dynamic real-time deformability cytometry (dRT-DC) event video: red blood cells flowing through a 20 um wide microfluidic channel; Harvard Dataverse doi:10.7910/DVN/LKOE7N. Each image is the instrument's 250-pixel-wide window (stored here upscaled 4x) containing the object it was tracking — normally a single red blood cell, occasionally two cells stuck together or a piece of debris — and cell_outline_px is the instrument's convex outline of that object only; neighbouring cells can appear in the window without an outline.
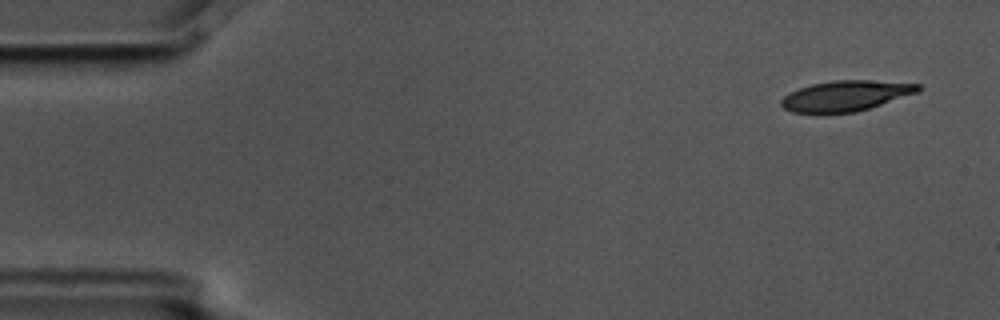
{"species": "common noctule bat (a hibernating species)", "species_latin": "Nyctalus noctula", "temperature_condition": "cold", "stored_images_in_passage": 5, "camera_frame_rate_fps": 3000, "um_per_image_px": 0.085, "animal": {"sex": "male", "body_mass_g": 17.5, "forearm_length_mm": 52.3}, "frame": {"image": 1, "passage_image": 1, "time_ms": 0.0, "image_size_px": [1000, 320], "cell_outline_px": [[920, 88], [916, 92], [856, 112], [792, 112], [784, 108], [780, 104], [780, 100], [788, 92], [812, 84], [836, 80], [868, 80], [920, 84]], "centroid_in_image_um": [71.82, 8.13], "position_along_channel_um": 13.2, "area_um2": 23.7}}